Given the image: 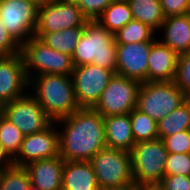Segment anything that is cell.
<instances>
[{"mask_svg": "<svg viewBox=\"0 0 190 190\" xmlns=\"http://www.w3.org/2000/svg\"><path fill=\"white\" fill-rule=\"evenodd\" d=\"M55 123L64 125L58 131L63 161H90L106 147L104 117L93 108H80Z\"/></svg>", "mask_w": 190, "mask_h": 190, "instance_id": "1", "label": "cell"}, {"mask_svg": "<svg viewBox=\"0 0 190 190\" xmlns=\"http://www.w3.org/2000/svg\"><path fill=\"white\" fill-rule=\"evenodd\" d=\"M32 85L31 95L42 106L49 118L55 122L70 116L80 109L75 98V91L71 75L43 74L32 76L29 86Z\"/></svg>", "mask_w": 190, "mask_h": 190, "instance_id": "2", "label": "cell"}, {"mask_svg": "<svg viewBox=\"0 0 190 190\" xmlns=\"http://www.w3.org/2000/svg\"><path fill=\"white\" fill-rule=\"evenodd\" d=\"M117 44L114 34L97 20H88L72 55L73 66L93 64L116 74Z\"/></svg>", "mask_w": 190, "mask_h": 190, "instance_id": "3", "label": "cell"}, {"mask_svg": "<svg viewBox=\"0 0 190 190\" xmlns=\"http://www.w3.org/2000/svg\"><path fill=\"white\" fill-rule=\"evenodd\" d=\"M90 163L100 190H131L134 187L130 152L104 147Z\"/></svg>", "mask_w": 190, "mask_h": 190, "instance_id": "4", "label": "cell"}, {"mask_svg": "<svg viewBox=\"0 0 190 190\" xmlns=\"http://www.w3.org/2000/svg\"><path fill=\"white\" fill-rule=\"evenodd\" d=\"M135 185H159L168 156L162 139L136 142L130 151Z\"/></svg>", "mask_w": 190, "mask_h": 190, "instance_id": "5", "label": "cell"}, {"mask_svg": "<svg viewBox=\"0 0 190 190\" xmlns=\"http://www.w3.org/2000/svg\"><path fill=\"white\" fill-rule=\"evenodd\" d=\"M20 54L28 80L43 74L71 75L74 68L72 56L52 49L35 36L20 46ZM34 69L36 75H32Z\"/></svg>", "mask_w": 190, "mask_h": 190, "instance_id": "6", "label": "cell"}, {"mask_svg": "<svg viewBox=\"0 0 190 190\" xmlns=\"http://www.w3.org/2000/svg\"><path fill=\"white\" fill-rule=\"evenodd\" d=\"M186 100L174 81L142 82L136 108L158 122Z\"/></svg>", "mask_w": 190, "mask_h": 190, "instance_id": "7", "label": "cell"}, {"mask_svg": "<svg viewBox=\"0 0 190 190\" xmlns=\"http://www.w3.org/2000/svg\"><path fill=\"white\" fill-rule=\"evenodd\" d=\"M140 85L135 79L114 74L93 109L103 117L130 113L136 108Z\"/></svg>", "mask_w": 190, "mask_h": 190, "instance_id": "8", "label": "cell"}, {"mask_svg": "<svg viewBox=\"0 0 190 190\" xmlns=\"http://www.w3.org/2000/svg\"><path fill=\"white\" fill-rule=\"evenodd\" d=\"M39 4L31 0H0V18L21 46L34 36Z\"/></svg>", "mask_w": 190, "mask_h": 190, "instance_id": "9", "label": "cell"}, {"mask_svg": "<svg viewBox=\"0 0 190 190\" xmlns=\"http://www.w3.org/2000/svg\"><path fill=\"white\" fill-rule=\"evenodd\" d=\"M0 113L24 136L41 132L53 122L31 94H24L3 104Z\"/></svg>", "mask_w": 190, "mask_h": 190, "instance_id": "10", "label": "cell"}, {"mask_svg": "<svg viewBox=\"0 0 190 190\" xmlns=\"http://www.w3.org/2000/svg\"><path fill=\"white\" fill-rule=\"evenodd\" d=\"M114 74L112 70L93 64L75 66L71 77L78 106L93 108Z\"/></svg>", "mask_w": 190, "mask_h": 190, "instance_id": "11", "label": "cell"}, {"mask_svg": "<svg viewBox=\"0 0 190 190\" xmlns=\"http://www.w3.org/2000/svg\"><path fill=\"white\" fill-rule=\"evenodd\" d=\"M88 19L78 5L48 0L39 5L35 33H50L85 27Z\"/></svg>", "mask_w": 190, "mask_h": 190, "instance_id": "12", "label": "cell"}, {"mask_svg": "<svg viewBox=\"0 0 190 190\" xmlns=\"http://www.w3.org/2000/svg\"><path fill=\"white\" fill-rule=\"evenodd\" d=\"M52 122L41 132L25 135L17 156L13 159L15 166L24 167L27 164L59 156V133Z\"/></svg>", "mask_w": 190, "mask_h": 190, "instance_id": "13", "label": "cell"}, {"mask_svg": "<svg viewBox=\"0 0 190 190\" xmlns=\"http://www.w3.org/2000/svg\"><path fill=\"white\" fill-rule=\"evenodd\" d=\"M154 42L117 44L116 74L147 82L148 57Z\"/></svg>", "mask_w": 190, "mask_h": 190, "instance_id": "14", "label": "cell"}, {"mask_svg": "<svg viewBox=\"0 0 190 190\" xmlns=\"http://www.w3.org/2000/svg\"><path fill=\"white\" fill-rule=\"evenodd\" d=\"M28 85L21 54L0 56V101L5 104L23 96Z\"/></svg>", "mask_w": 190, "mask_h": 190, "instance_id": "15", "label": "cell"}, {"mask_svg": "<svg viewBox=\"0 0 190 190\" xmlns=\"http://www.w3.org/2000/svg\"><path fill=\"white\" fill-rule=\"evenodd\" d=\"M179 55L158 39L152 44L148 57L147 82L173 81Z\"/></svg>", "mask_w": 190, "mask_h": 190, "instance_id": "16", "label": "cell"}, {"mask_svg": "<svg viewBox=\"0 0 190 190\" xmlns=\"http://www.w3.org/2000/svg\"><path fill=\"white\" fill-rule=\"evenodd\" d=\"M64 161L60 155L37 160L24 166L30 178V183L40 190H61Z\"/></svg>", "mask_w": 190, "mask_h": 190, "instance_id": "17", "label": "cell"}, {"mask_svg": "<svg viewBox=\"0 0 190 190\" xmlns=\"http://www.w3.org/2000/svg\"><path fill=\"white\" fill-rule=\"evenodd\" d=\"M61 190H100L90 161H64Z\"/></svg>", "mask_w": 190, "mask_h": 190, "instance_id": "18", "label": "cell"}, {"mask_svg": "<svg viewBox=\"0 0 190 190\" xmlns=\"http://www.w3.org/2000/svg\"><path fill=\"white\" fill-rule=\"evenodd\" d=\"M162 43L178 55L190 51V16L186 14L165 17Z\"/></svg>", "mask_w": 190, "mask_h": 190, "instance_id": "19", "label": "cell"}, {"mask_svg": "<svg viewBox=\"0 0 190 190\" xmlns=\"http://www.w3.org/2000/svg\"><path fill=\"white\" fill-rule=\"evenodd\" d=\"M104 124L106 147L130 152L135 141L129 113L104 117Z\"/></svg>", "mask_w": 190, "mask_h": 190, "instance_id": "20", "label": "cell"}, {"mask_svg": "<svg viewBox=\"0 0 190 190\" xmlns=\"http://www.w3.org/2000/svg\"><path fill=\"white\" fill-rule=\"evenodd\" d=\"M83 29L84 27H73L57 32L35 33L34 36L52 49L72 56Z\"/></svg>", "mask_w": 190, "mask_h": 190, "instance_id": "21", "label": "cell"}, {"mask_svg": "<svg viewBox=\"0 0 190 190\" xmlns=\"http://www.w3.org/2000/svg\"><path fill=\"white\" fill-rule=\"evenodd\" d=\"M134 20L149 25L155 31L161 29L165 20L159 0H127Z\"/></svg>", "mask_w": 190, "mask_h": 190, "instance_id": "22", "label": "cell"}, {"mask_svg": "<svg viewBox=\"0 0 190 190\" xmlns=\"http://www.w3.org/2000/svg\"><path fill=\"white\" fill-rule=\"evenodd\" d=\"M158 138L163 139L184 130H190V102L186 100L157 122Z\"/></svg>", "mask_w": 190, "mask_h": 190, "instance_id": "23", "label": "cell"}, {"mask_svg": "<svg viewBox=\"0 0 190 190\" xmlns=\"http://www.w3.org/2000/svg\"><path fill=\"white\" fill-rule=\"evenodd\" d=\"M96 20L114 34L133 20V16L127 0H113Z\"/></svg>", "mask_w": 190, "mask_h": 190, "instance_id": "24", "label": "cell"}, {"mask_svg": "<svg viewBox=\"0 0 190 190\" xmlns=\"http://www.w3.org/2000/svg\"><path fill=\"white\" fill-rule=\"evenodd\" d=\"M155 30L138 20H131L124 27L114 33L116 44L155 42Z\"/></svg>", "mask_w": 190, "mask_h": 190, "instance_id": "25", "label": "cell"}, {"mask_svg": "<svg viewBox=\"0 0 190 190\" xmlns=\"http://www.w3.org/2000/svg\"><path fill=\"white\" fill-rule=\"evenodd\" d=\"M129 115L135 143L158 138L157 122L149 115L141 112L137 108H134Z\"/></svg>", "mask_w": 190, "mask_h": 190, "instance_id": "26", "label": "cell"}, {"mask_svg": "<svg viewBox=\"0 0 190 190\" xmlns=\"http://www.w3.org/2000/svg\"><path fill=\"white\" fill-rule=\"evenodd\" d=\"M23 139V133L0 113V144L12 159L19 153Z\"/></svg>", "mask_w": 190, "mask_h": 190, "instance_id": "27", "label": "cell"}, {"mask_svg": "<svg viewBox=\"0 0 190 190\" xmlns=\"http://www.w3.org/2000/svg\"><path fill=\"white\" fill-rule=\"evenodd\" d=\"M27 170L20 166H11L0 170V190H27L30 185Z\"/></svg>", "mask_w": 190, "mask_h": 190, "instance_id": "28", "label": "cell"}, {"mask_svg": "<svg viewBox=\"0 0 190 190\" xmlns=\"http://www.w3.org/2000/svg\"><path fill=\"white\" fill-rule=\"evenodd\" d=\"M190 176V154L168 153L165 163V176Z\"/></svg>", "mask_w": 190, "mask_h": 190, "instance_id": "29", "label": "cell"}, {"mask_svg": "<svg viewBox=\"0 0 190 190\" xmlns=\"http://www.w3.org/2000/svg\"><path fill=\"white\" fill-rule=\"evenodd\" d=\"M173 81L186 96L190 94V51L179 55Z\"/></svg>", "mask_w": 190, "mask_h": 190, "instance_id": "30", "label": "cell"}, {"mask_svg": "<svg viewBox=\"0 0 190 190\" xmlns=\"http://www.w3.org/2000/svg\"><path fill=\"white\" fill-rule=\"evenodd\" d=\"M162 140L168 153L190 154V130H184L172 136L164 137Z\"/></svg>", "mask_w": 190, "mask_h": 190, "instance_id": "31", "label": "cell"}, {"mask_svg": "<svg viewBox=\"0 0 190 190\" xmlns=\"http://www.w3.org/2000/svg\"><path fill=\"white\" fill-rule=\"evenodd\" d=\"M113 0H80L78 7L88 20H96Z\"/></svg>", "mask_w": 190, "mask_h": 190, "instance_id": "32", "label": "cell"}, {"mask_svg": "<svg viewBox=\"0 0 190 190\" xmlns=\"http://www.w3.org/2000/svg\"><path fill=\"white\" fill-rule=\"evenodd\" d=\"M20 53V45L11 37L0 18V56Z\"/></svg>", "mask_w": 190, "mask_h": 190, "instance_id": "33", "label": "cell"}, {"mask_svg": "<svg viewBox=\"0 0 190 190\" xmlns=\"http://www.w3.org/2000/svg\"><path fill=\"white\" fill-rule=\"evenodd\" d=\"M159 186L162 190H190V176H164Z\"/></svg>", "mask_w": 190, "mask_h": 190, "instance_id": "34", "label": "cell"}, {"mask_svg": "<svg viewBox=\"0 0 190 190\" xmlns=\"http://www.w3.org/2000/svg\"><path fill=\"white\" fill-rule=\"evenodd\" d=\"M165 17L186 13L188 0H159Z\"/></svg>", "mask_w": 190, "mask_h": 190, "instance_id": "35", "label": "cell"}, {"mask_svg": "<svg viewBox=\"0 0 190 190\" xmlns=\"http://www.w3.org/2000/svg\"><path fill=\"white\" fill-rule=\"evenodd\" d=\"M13 159L7 154L0 144V170L13 166Z\"/></svg>", "mask_w": 190, "mask_h": 190, "instance_id": "36", "label": "cell"}, {"mask_svg": "<svg viewBox=\"0 0 190 190\" xmlns=\"http://www.w3.org/2000/svg\"><path fill=\"white\" fill-rule=\"evenodd\" d=\"M131 190H162L159 185H134Z\"/></svg>", "mask_w": 190, "mask_h": 190, "instance_id": "37", "label": "cell"}, {"mask_svg": "<svg viewBox=\"0 0 190 190\" xmlns=\"http://www.w3.org/2000/svg\"><path fill=\"white\" fill-rule=\"evenodd\" d=\"M57 1H60V2H63V3H69V4L78 5L80 0H57Z\"/></svg>", "mask_w": 190, "mask_h": 190, "instance_id": "38", "label": "cell"}, {"mask_svg": "<svg viewBox=\"0 0 190 190\" xmlns=\"http://www.w3.org/2000/svg\"><path fill=\"white\" fill-rule=\"evenodd\" d=\"M186 15L190 16V0L187 2V7H186Z\"/></svg>", "mask_w": 190, "mask_h": 190, "instance_id": "39", "label": "cell"}, {"mask_svg": "<svg viewBox=\"0 0 190 190\" xmlns=\"http://www.w3.org/2000/svg\"><path fill=\"white\" fill-rule=\"evenodd\" d=\"M27 190H40L38 187L33 186L32 184L29 185Z\"/></svg>", "mask_w": 190, "mask_h": 190, "instance_id": "40", "label": "cell"}, {"mask_svg": "<svg viewBox=\"0 0 190 190\" xmlns=\"http://www.w3.org/2000/svg\"><path fill=\"white\" fill-rule=\"evenodd\" d=\"M31 1L40 5V4H43L45 1H48V0H31Z\"/></svg>", "mask_w": 190, "mask_h": 190, "instance_id": "41", "label": "cell"}, {"mask_svg": "<svg viewBox=\"0 0 190 190\" xmlns=\"http://www.w3.org/2000/svg\"><path fill=\"white\" fill-rule=\"evenodd\" d=\"M2 106H3V103L0 101V112H1Z\"/></svg>", "mask_w": 190, "mask_h": 190, "instance_id": "42", "label": "cell"}, {"mask_svg": "<svg viewBox=\"0 0 190 190\" xmlns=\"http://www.w3.org/2000/svg\"><path fill=\"white\" fill-rule=\"evenodd\" d=\"M187 100L190 102V94L187 96Z\"/></svg>", "mask_w": 190, "mask_h": 190, "instance_id": "43", "label": "cell"}]
</instances>
